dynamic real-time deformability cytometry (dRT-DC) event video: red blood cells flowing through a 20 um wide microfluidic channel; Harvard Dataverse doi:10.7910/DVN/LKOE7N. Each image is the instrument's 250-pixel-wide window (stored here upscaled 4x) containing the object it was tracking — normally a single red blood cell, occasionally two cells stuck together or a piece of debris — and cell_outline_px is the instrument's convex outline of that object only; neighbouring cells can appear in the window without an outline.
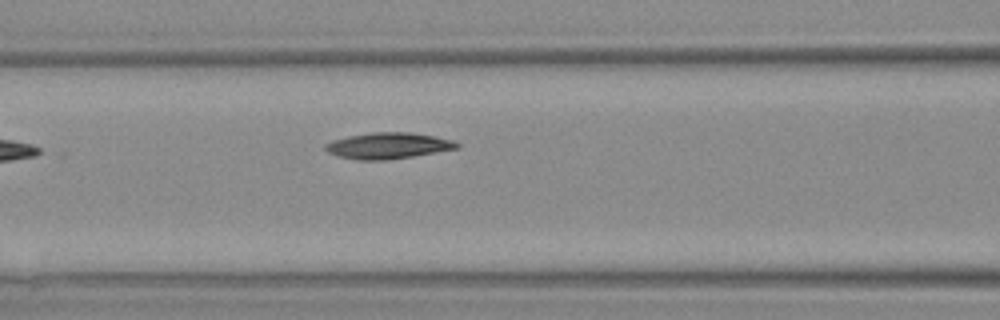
{"species": "Egyptian fruit bat (a non-hibernating species)", "species_latin": "Rousettus aegyptiacus", "temperature_condition": "warm", "stored_images_in_passage": 4, "camera_frame_rate_fps": 3000, "um_per_image_px": 0.085, "animal": {"sex": "female"}, "frame": {"image": 1, "passage_image": 4, "time_ms": 3.667, "image_size_px": [1000, 320], "cell_outline_px": [[460, 148], [388, 160], [356, 160], [340, 156], [328, 152], [324, 148], [324, 144], [332, 140], [348, 136], [372, 132], [408, 132], [436, 136], [456, 140], [460, 144]], "centroid_in_image_um": [33.02, 12.38], "position_along_channel_um": 133.6, "area_um2": 20.17}}